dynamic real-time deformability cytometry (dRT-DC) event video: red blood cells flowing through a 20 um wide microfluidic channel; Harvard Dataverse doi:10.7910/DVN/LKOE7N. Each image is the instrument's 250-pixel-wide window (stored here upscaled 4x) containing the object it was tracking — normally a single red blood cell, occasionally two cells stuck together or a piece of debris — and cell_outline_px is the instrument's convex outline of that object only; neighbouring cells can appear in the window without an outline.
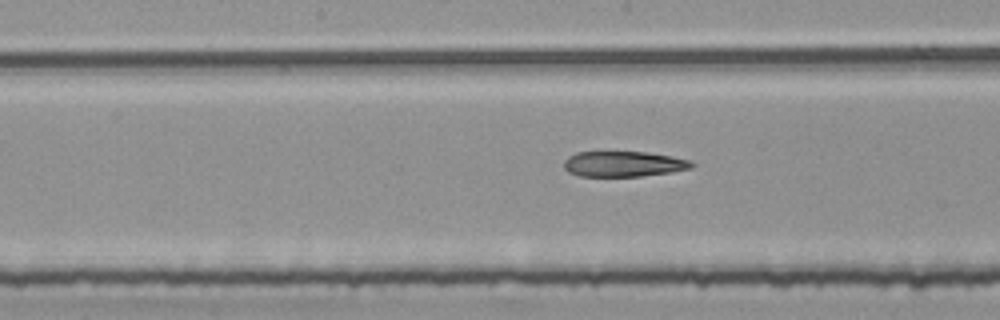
{"species": "common noctule bat (a hibernating species)", "species_latin": "Nyctalus noctula", "temperature_condition": "room temperature", "stored_images_in_passage": 53, "segment_of_instrument_passage": [2, 2], "camera_frame_rate_fps": 3000, "um_per_image_px": 0.085, "animal": {"sex": "female", "body_mass_g": 25.1}, "frame": {"image": 1, "passage_image": 27, "time_ms": 8.667, "image_size_px": [1000, 320], "cell_outline_px": [[696, 164], [692, 168], [672, 172], [640, 176], [580, 176], [568, 172], [564, 168], [564, 160], [568, 156], [576, 152], [648, 152], [672, 156], [692, 160]], "centroid_in_image_um": [53.03, 13.93], "position_along_channel_um": 195.2, "area_um2": 19.13}}
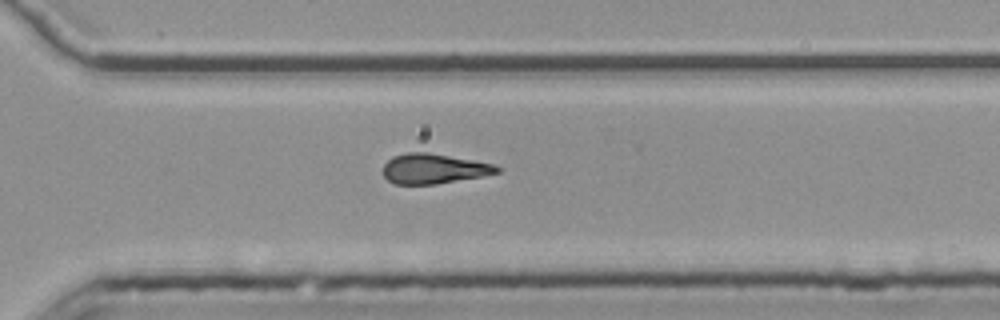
{"frame": {"image": 2, "passage_image": 38, "time_ms": 12.333, "image_size_px": [1000, 320], "cell_outline_px": [[500, 172], [484, 176], [436, 184], [392, 184], [384, 176], [384, 164], [392, 156], [408, 152], [424, 152], [496, 164], [500, 168]], "centroid_in_image_um": [36.87, 14.35], "position_along_channel_um": 333.7, "area_um2": 19.83}}
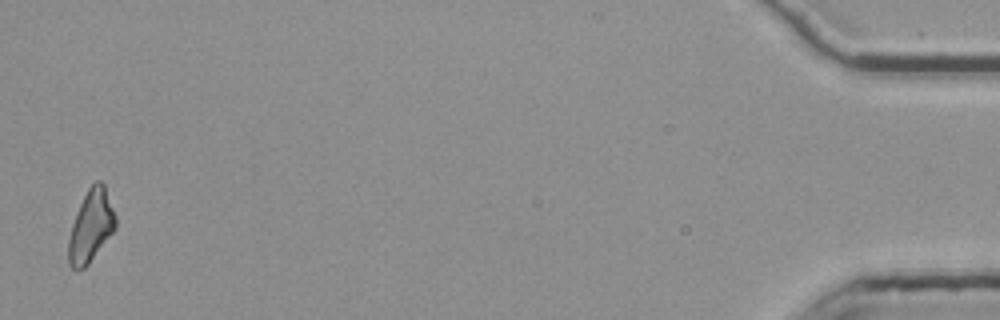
{"frame": {"image": 3, "passage_image": 53, "time_ms": 17.333, "image_size_px": [1000, 320], "cell_outline_px": [[116, 228], [88, 264], [84, 268], [72, 268], [68, 264], [68, 240], [72, 224], [76, 212], [88, 188], [96, 180], [100, 180], [104, 184], [116, 216]], "centroid_in_image_um": [7.73, 19.2], "position_along_channel_um": 427.5, "area_um2": 19.59}}